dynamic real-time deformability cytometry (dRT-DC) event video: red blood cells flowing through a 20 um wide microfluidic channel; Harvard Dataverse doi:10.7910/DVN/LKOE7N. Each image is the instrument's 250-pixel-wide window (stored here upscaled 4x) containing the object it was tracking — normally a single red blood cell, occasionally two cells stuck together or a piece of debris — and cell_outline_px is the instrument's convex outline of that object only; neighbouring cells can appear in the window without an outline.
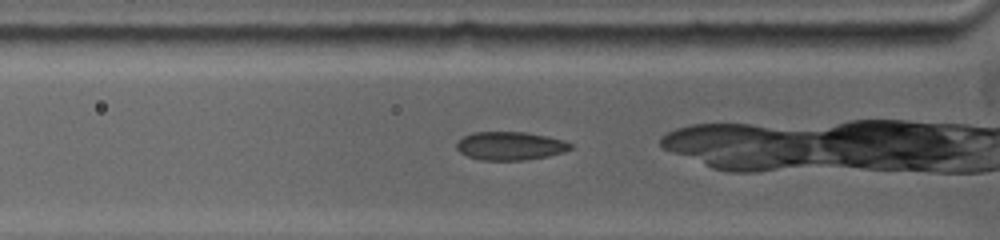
{"species": "common noctule bat (a hibernating species)", "species_latin": "Nyctalus noctula", "temperature_condition": "warm", "stored_images_in_passage": 4, "camera_frame_rate_fps": 5000, "um_per_image_px": 0.085, "animal": {"sex": "female", "body_mass_g": 19.0, "forearm_length_mm": 53.3}, "frame": {"image": 1, "passage_image": 4, "time_ms": 2.0, "image_size_px": [1000, 240], "cell_outline_px": [[572, 148], [564, 152], [548, 156], [528, 160], [480, 160], [468, 156], [460, 152], [456, 148], [456, 144], [464, 136], [472, 132], [524, 132], [548, 136], [564, 140], [572, 144]], "centroid_in_image_um": [43.39, 12.4], "position_along_channel_um": 82.4, "area_um2": 18.9}}